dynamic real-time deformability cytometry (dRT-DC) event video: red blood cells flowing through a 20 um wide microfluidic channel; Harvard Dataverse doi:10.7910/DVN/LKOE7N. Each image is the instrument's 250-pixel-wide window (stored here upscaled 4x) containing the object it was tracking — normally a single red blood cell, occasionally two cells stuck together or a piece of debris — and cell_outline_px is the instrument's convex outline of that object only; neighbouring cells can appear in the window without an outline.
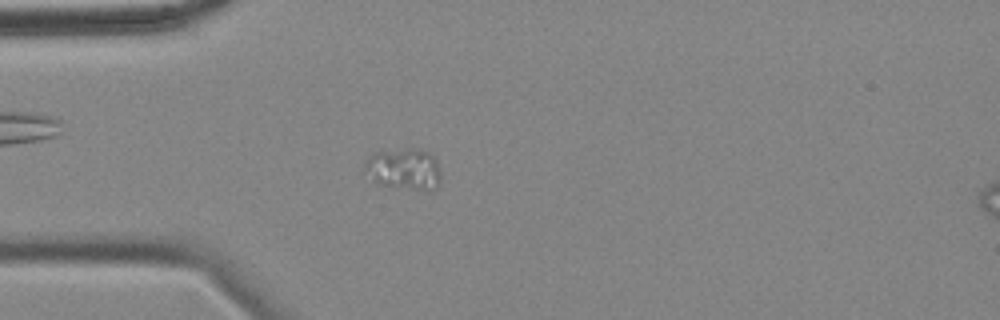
{"species": "common noctule bat (a hibernating species)", "species_latin": "Nyctalus noctula", "temperature_condition": "cold", "stored_images_in_passage": 58, "camera_frame_rate_fps": 3000, "um_per_image_px": 0.085, "animal": {"sex": "female", "body_mass_g": 18.4}, "frame": {"image": 1, "passage_image": 16, "time_ms": 5.0, "image_size_px": [1000, 320], "cell_outline_px": [[440, 180], [436, 188], [432, 192], [376, 184], [364, 172], [364, 164], [368, 156], [376, 152], [412, 148], [428, 152], [436, 160], [440, 168]], "centroid_in_image_um": [34.33, 14.39], "position_along_channel_um": 50.7, "area_um2": 18.67}}
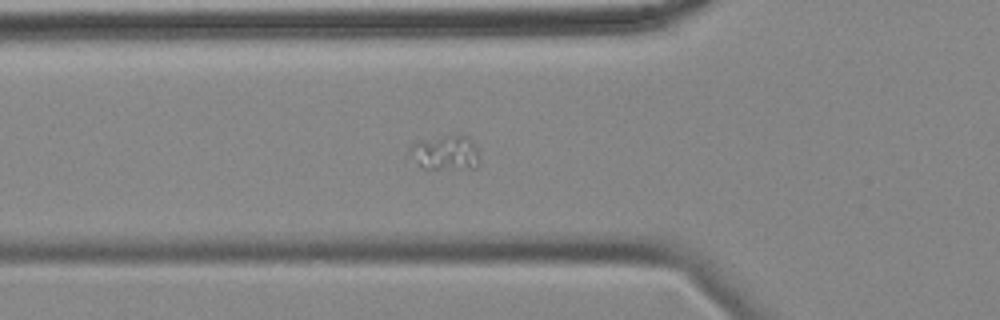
{"frame": {"image": 2, "passage_image": 20, "time_ms": 6.333, "image_size_px": [1000, 320], "cell_outline_px": [[476, 168], [424, 168], [408, 152], [408, 148], [416, 140], [452, 132], [460, 132], [468, 136], [472, 140], [476, 148]], "centroid_in_image_um": [37.83, 12.87], "position_along_channel_um": 88.0, "area_um2": 14.39}}
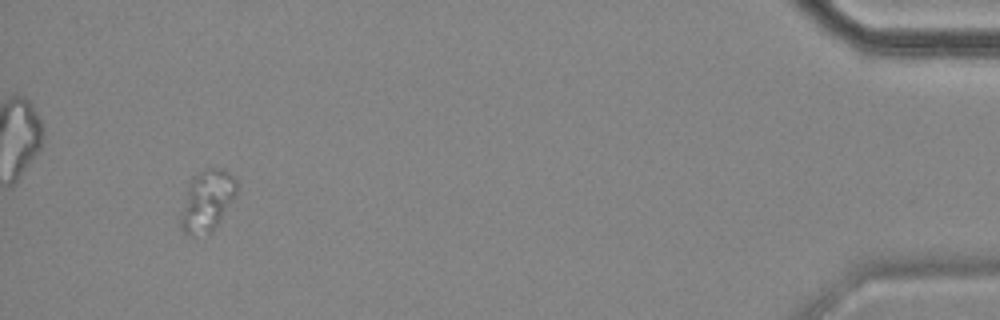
{"frame": {"image": 3, "passage_image": 55, "time_ms": 18.0, "image_size_px": [1000, 320], "cell_outline_px": [[236, 192], [220, 220], [212, 232], [208, 236], [188, 236], [180, 228], [180, 212], [188, 184], [192, 176], [208, 168], [220, 168], [228, 172], [236, 180]], "centroid_in_image_um": [17.54, 17.11], "position_along_channel_um": 417.7, "area_um2": 20.06}}